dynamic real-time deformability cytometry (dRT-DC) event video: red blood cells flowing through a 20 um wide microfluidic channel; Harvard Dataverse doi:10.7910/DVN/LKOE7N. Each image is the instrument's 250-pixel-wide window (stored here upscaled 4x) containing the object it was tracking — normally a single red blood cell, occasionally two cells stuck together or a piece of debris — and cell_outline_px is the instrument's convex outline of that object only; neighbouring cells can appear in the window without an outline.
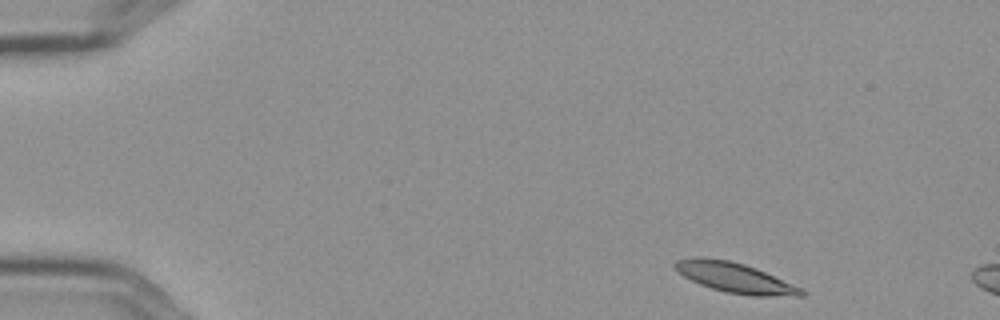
{"species": "Egyptian fruit bat (a non-hibernating species)", "species_latin": "Rousettus aegyptiacus", "temperature_condition": "cold", "stored_images_in_passage": 10, "camera_frame_rate_fps": 3000, "um_per_image_px": 0.085, "frame": {"image": 1, "passage_image": 1, "time_ms": 0.0, "image_size_px": [1000, 320], "cell_outline_px": [[808, 292], [804, 296], [752, 296], [724, 292], [700, 284], [684, 276], [672, 264], [676, 260], [696, 256], [700, 256], [728, 260], [744, 264], [756, 268], [800, 288]], "centroid_in_image_um": [62.46, 23.6], "position_along_channel_um": 22.5, "area_um2": 21.96}}